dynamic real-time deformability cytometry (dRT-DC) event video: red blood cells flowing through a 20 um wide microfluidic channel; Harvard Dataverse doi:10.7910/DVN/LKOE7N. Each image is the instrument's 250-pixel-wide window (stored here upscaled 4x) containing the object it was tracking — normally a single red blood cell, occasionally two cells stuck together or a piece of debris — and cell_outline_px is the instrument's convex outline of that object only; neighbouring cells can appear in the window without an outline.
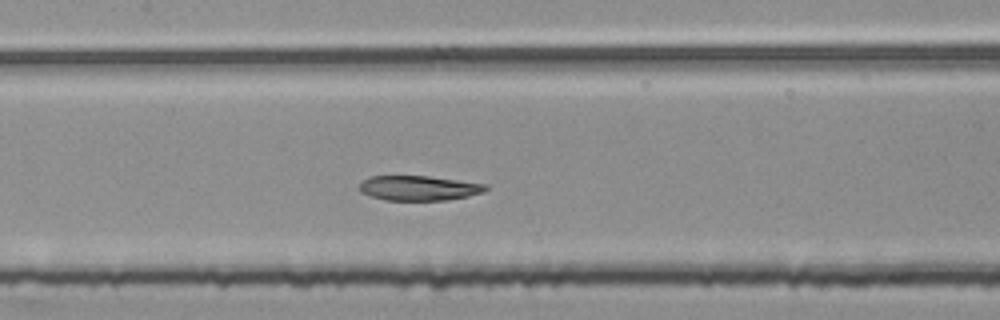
{"species": "common noctule bat (a hibernating species)", "species_latin": "Nyctalus noctula", "temperature_condition": "room temperature", "stored_images_in_passage": 47, "segment_of_instrument_passage": [2, 2], "camera_frame_rate_fps": 3000, "um_per_image_px": 0.085, "animal": {"sex": "female", "body_mass_g": 25.1}, "frame": {"image": 1, "passage_image": 22, "time_ms": 7.0, "image_size_px": [1000, 320], "cell_outline_px": [[488, 188], [484, 192], [468, 196], [448, 200], [384, 200], [360, 192], [356, 188], [364, 180], [372, 176], [428, 176], [488, 184]], "centroid_in_image_um": [35.61, 15.99], "position_along_channel_um": 171.8, "area_um2": 18.32}}
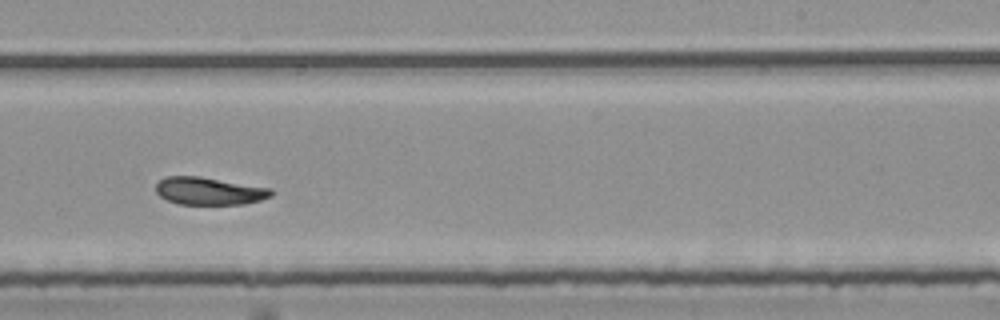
{"frame": {"image": 2, "passage_image": 30, "time_ms": 9.667, "image_size_px": [1000, 320], "cell_outline_px": [[272, 196], [260, 200], [244, 204], [180, 204], [168, 200], [160, 196], [156, 192], [156, 184], [164, 176], [200, 176], [272, 188]], "centroid_in_image_um": [17.78, 16.23], "position_along_channel_um": 271.2, "area_um2": 18.55}}
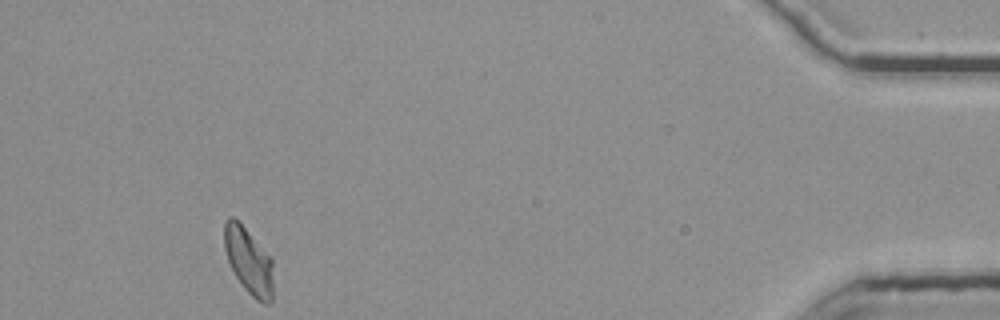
{"frame": {"image": 3, "passage_image": 47, "time_ms": 15.333, "image_size_px": [1000, 320], "cell_outline_px": [[272, 304], [264, 304], [256, 300], [244, 288], [236, 276], [228, 260], [224, 248], [224, 224], [228, 216], [232, 216], [272, 256]], "centroid_in_image_um": [21.15, 22.2], "position_along_channel_um": 414.1, "area_um2": 18.84}}